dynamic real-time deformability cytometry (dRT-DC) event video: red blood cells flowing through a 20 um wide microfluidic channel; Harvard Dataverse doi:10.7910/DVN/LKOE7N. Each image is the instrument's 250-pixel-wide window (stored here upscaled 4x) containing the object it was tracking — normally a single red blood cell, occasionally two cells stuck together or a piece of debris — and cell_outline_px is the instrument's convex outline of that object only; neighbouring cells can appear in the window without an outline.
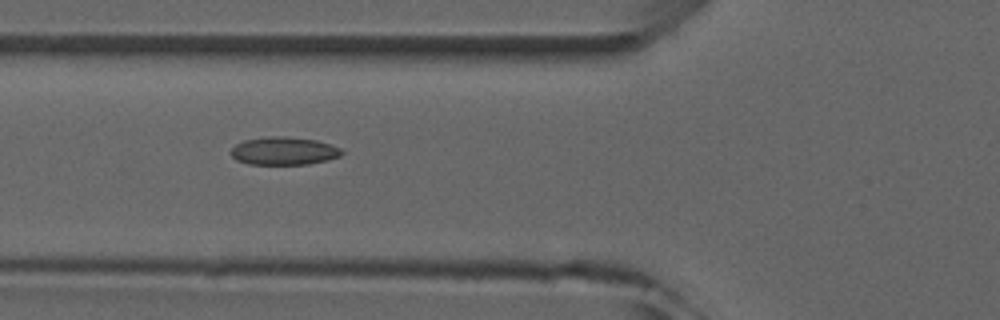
{"species": "common noctule bat (a hibernating species)", "species_latin": "Nyctalus noctula", "temperature_condition": "room temperature", "stored_images_in_passage": 7, "camera_frame_rate_fps": 3000, "um_per_image_px": 0.085, "animal": {"sex": "male", "forearm_length_mm": 52.5}, "frame": {"image": 1, "passage_image": 4, "time_ms": 4.333, "image_size_px": [1000, 320], "cell_outline_px": [[344, 152], [340, 156], [328, 160], [308, 164], [248, 164], [236, 160], [232, 156], [232, 148], [236, 144], [244, 140], [272, 136], [284, 136], [316, 140], [340, 148]], "centroid_in_image_um": [24.13, 12.83], "position_along_channel_um": 101.7, "area_um2": 17.92}}
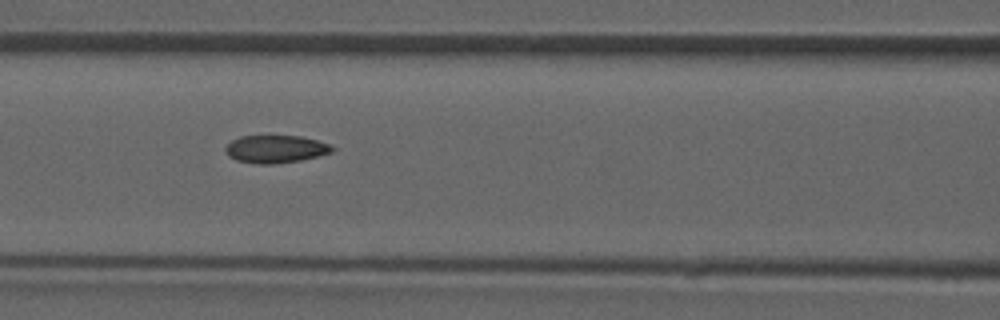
{"frame": {"image": 2, "passage_image": 5, "time_ms": 5.333, "image_size_px": [1000, 320], "cell_outline_px": [[336, 148], [332, 152], [300, 160], [276, 164], [256, 164], [236, 160], [228, 156], [224, 148], [232, 140], [240, 136], [300, 136], [316, 140], [328, 144]], "centroid_in_image_um": [23.4, 12.67], "position_along_channel_um": 143.2, "area_um2": 17.17}}